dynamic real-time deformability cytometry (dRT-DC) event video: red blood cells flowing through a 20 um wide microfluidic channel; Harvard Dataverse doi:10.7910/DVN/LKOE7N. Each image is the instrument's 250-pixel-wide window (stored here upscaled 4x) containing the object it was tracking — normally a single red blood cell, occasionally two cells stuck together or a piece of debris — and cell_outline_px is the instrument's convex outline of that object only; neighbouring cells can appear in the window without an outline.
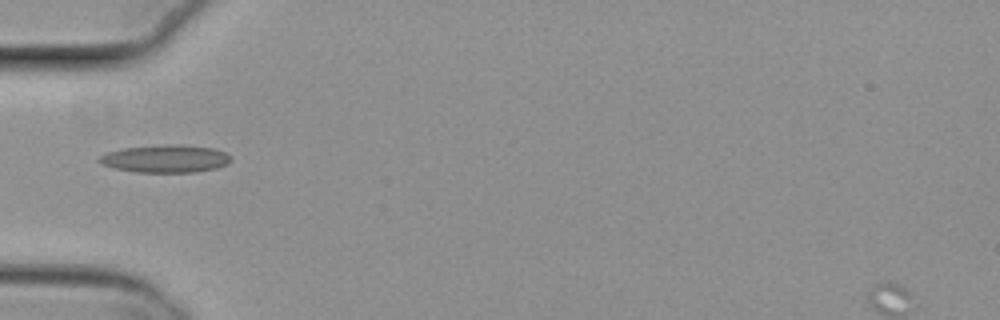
{"species": "common noctule bat (a hibernating species)", "species_latin": "Nyctalus noctula", "temperature_condition": "cold", "stored_images_in_passage": 34, "camera_frame_rate_fps": 3000, "um_per_image_px": 0.085, "animal": {"sex": "female", "body_mass_g": 29.2, "forearm_length_mm": 56.3}, "frame": {"image": 1, "passage_image": 1, "time_ms": 0.0, "image_size_px": [1000, 320], "cell_outline_px": [[232, 160], [228, 164], [216, 168], [196, 172], [136, 172], [116, 168], [100, 164], [96, 160], [104, 152], [124, 148], [164, 144], [180, 144], [216, 148], [232, 156]], "centroid_in_image_um": [14.08, 13.48], "position_along_channel_um": 70.9, "area_um2": 21.56}}
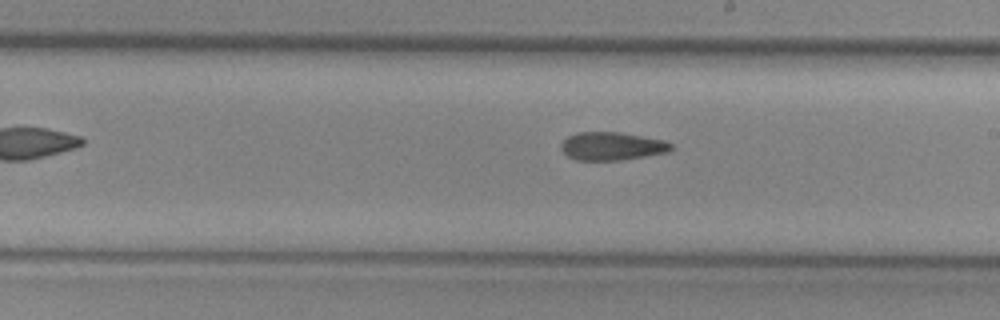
{"frame": {"image": 2, "passage_image": 14, "time_ms": 4.333, "image_size_px": [1000, 320], "cell_outline_px": [[672, 148], [668, 152], [620, 160], [576, 160], [568, 156], [560, 148], [560, 144], [568, 136], [576, 132], [620, 132], [664, 140], [672, 144]], "centroid_in_image_um": [51.99, 12.42], "position_along_channel_um": 237.0, "area_um2": 17.98}}
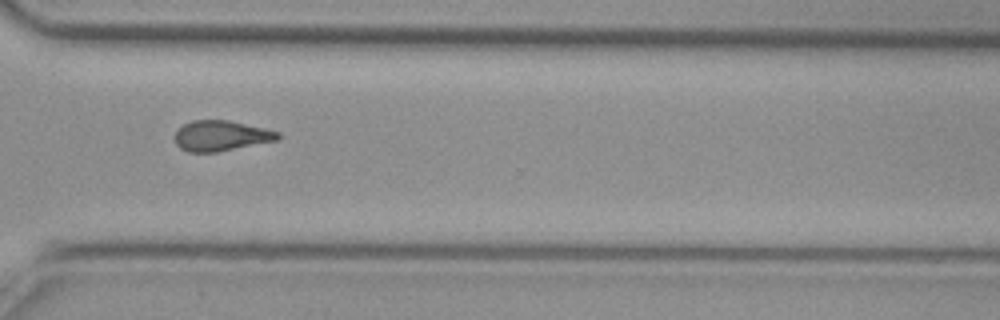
{"frame": {"image": 3, "passage_image": 23, "time_ms": 7.333, "image_size_px": [1000, 320], "cell_outline_px": [[280, 140], [216, 152], [188, 152], [180, 148], [176, 144], [176, 132], [184, 124], [192, 120], [228, 120], [264, 128], [280, 132]], "centroid_in_image_um": [18.82, 11.54], "position_along_channel_um": 351.8, "area_um2": 18.21}, "authors_computed_cell_mechanics": {"area_um2": 18.3804, "velocity_mm_per_s": 3.8316, "shape_relaxation_time_tau1_ms": null, "shape_relaxation_time_tau2_ms": 6.0173, "deformation_change_tau1": null, "deformation_change_tau2": 0.1654}}